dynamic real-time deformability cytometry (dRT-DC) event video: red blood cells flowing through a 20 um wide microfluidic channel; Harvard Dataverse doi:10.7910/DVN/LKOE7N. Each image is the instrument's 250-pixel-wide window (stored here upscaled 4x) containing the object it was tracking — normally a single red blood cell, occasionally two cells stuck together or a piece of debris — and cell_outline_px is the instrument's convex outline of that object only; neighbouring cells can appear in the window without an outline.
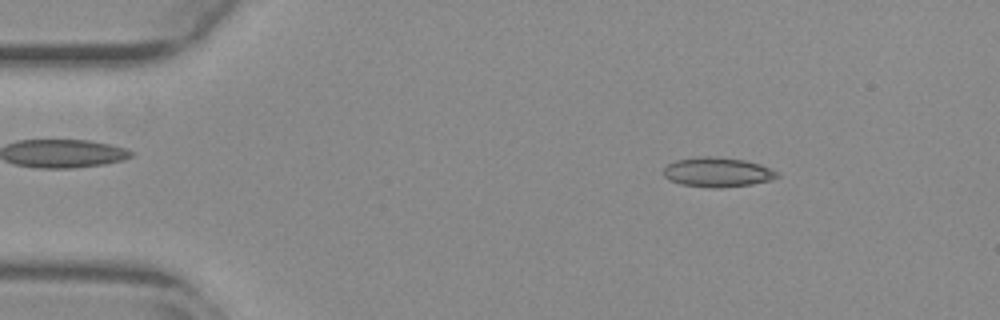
{"species": "common noctule bat (a hibernating species)", "species_latin": "Nyctalus noctula", "temperature_condition": "warm", "stored_images_in_passage": 53, "camera_frame_rate_fps": 3000, "um_per_image_px": 0.085, "animal": {"sex": "female", "body_mass_g": 29.2, "forearm_length_mm": 56.3}, "frame": {"image": 1, "passage_image": 7, "time_ms": 2.0, "image_size_px": [1000, 320], "cell_outline_px": [[780, 176], [772, 180], [752, 184], [720, 188], [708, 188], [680, 184], [668, 180], [664, 176], [664, 168], [668, 164], [676, 160], [696, 156], [712, 156], [744, 160], [760, 164], [780, 172]], "centroid_in_image_um": [60.99, 14.64], "position_along_channel_um": 24.0, "area_um2": 19.88}}
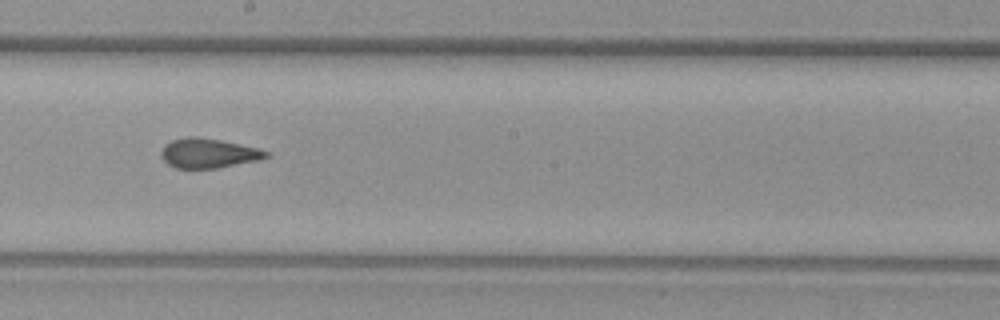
{"frame": {"image": 2, "passage_image": 29, "time_ms": 9.333, "image_size_px": [1000, 320], "cell_outline_px": [[272, 156], [260, 160], [216, 168], [176, 168], [168, 164], [160, 156], [160, 152], [164, 144], [172, 140], [188, 136], [200, 136], [260, 148], [268, 152]], "centroid_in_image_um": [17.73, 13.01], "position_along_channel_um": 230.5, "area_um2": 18.32}}
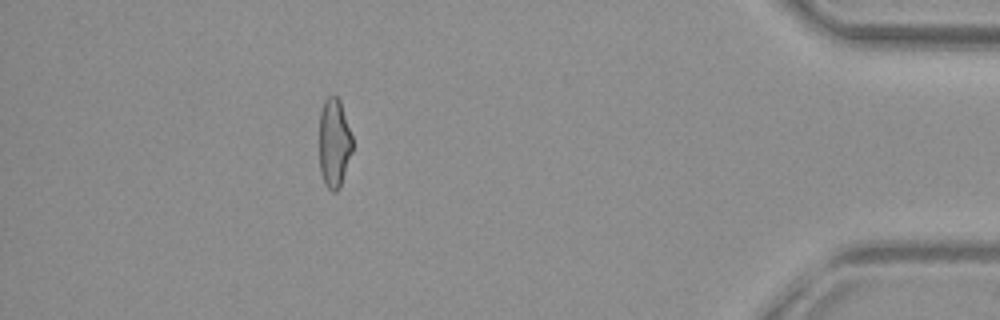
{"frame": {"image": 3, "passage_image": 47, "time_ms": 15.333, "image_size_px": [1000, 320], "cell_outline_px": [[352, 152], [340, 188], [336, 192], [332, 192], [324, 184], [320, 172], [320, 112], [324, 100], [328, 96], [336, 96], [340, 100], [352, 136]], "centroid_in_image_um": [28.4, 12.18], "position_along_channel_um": 406.8, "area_um2": 17.28}, "authors_computed_cell_mechanics": {"area_um2": 18.4382, "velocity_mm_per_s": 3.8411, "shape_relaxation_time_tau1_ms": null, "shape_relaxation_time_tau2_ms": 1.3765, "deformation_change_tau1": null, "deformation_change_tau2": 0.0943}}